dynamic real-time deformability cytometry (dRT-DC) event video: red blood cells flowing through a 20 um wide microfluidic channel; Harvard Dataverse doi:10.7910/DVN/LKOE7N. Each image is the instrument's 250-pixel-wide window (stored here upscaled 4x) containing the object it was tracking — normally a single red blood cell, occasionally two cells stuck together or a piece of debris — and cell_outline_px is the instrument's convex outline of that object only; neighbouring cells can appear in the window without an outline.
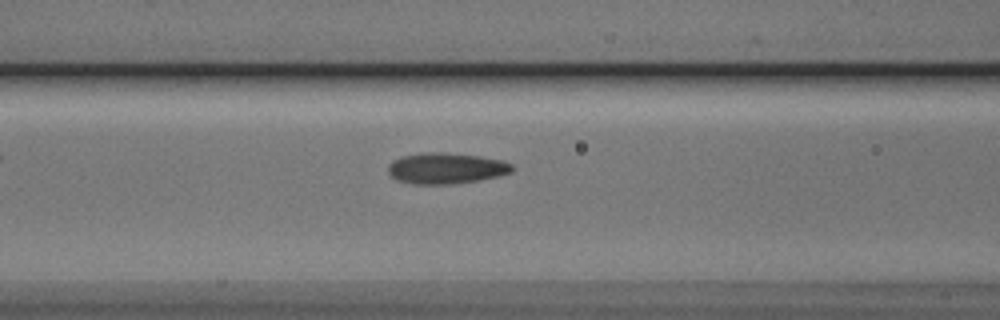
{"species": "Egyptian fruit bat (a non-hibernating species)", "species_latin": "Rousettus aegyptiacus", "temperature_condition": "cold", "stored_images_in_passage": 36, "camera_frame_rate_fps": 3000, "um_per_image_px": 0.085, "animal": {"sex": "male"}, "frame": {"image": 1, "passage_image": 5, "time_ms": 1.333, "image_size_px": [1000, 320], "cell_outline_px": [[512, 172], [500, 176], [480, 180], [452, 184], [412, 184], [396, 180], [388, 172], [388, 164], [392, 160], [400, 156], [424, 152], [440, 152], [480, 156], [500, 160], [512, 164]], "centroid_in_image_um": [37.88, 14.3], "position_along_channel_um": 128.7, "area_um2": 22.54}}
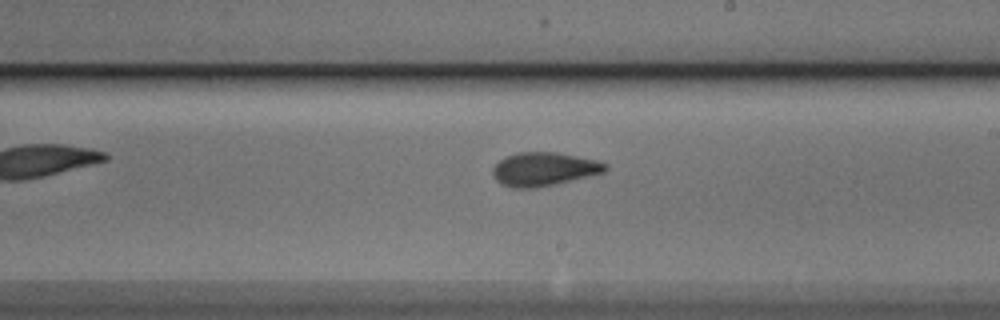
{"frame": {"image": 2, "passage_image": 14, "time_ms": 4.333, "image_size_px": [1000, 320], "cell_outline_px": [[608, 168], [604, 172], [556, 184], [536, 188], [512, 188], [496, 180], [492, 172], [492, 168], [504, 156], [520, 152], [556, 152], [596, 160], [608, 164]], "centroid_in_image_um": [46.23, 14.37], "position_along_channel_um": 242.8, "area_um2": 21.96}}
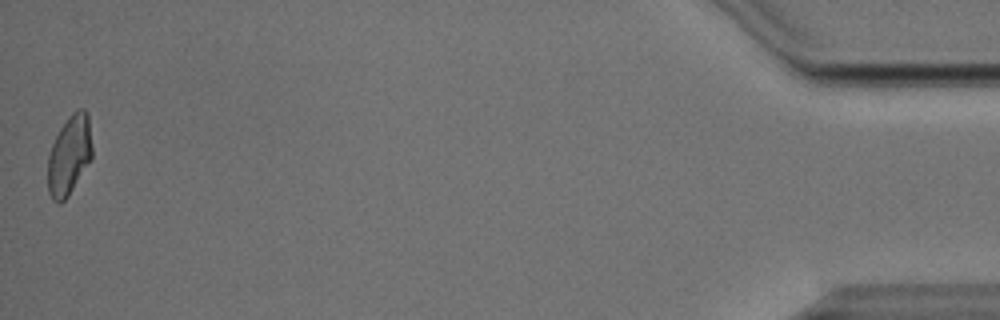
{"frame": {"image": 3, "passage_image": 36, "time_ms": 11.667, "image_size_px": [1000, 320], "cell_outline_px": [[92, 156], [68, 196], [60, 204], [52, 200], [48, 192], [48, 156], [52, 144], [60, 128], [68, 116], [76, 108], [84, 108], [88, 112], [92, 148]], "centroid_in_image_um": [5.88, 13.16], "position_along_channel_um": 429.3, "area_um2": 20.52}}